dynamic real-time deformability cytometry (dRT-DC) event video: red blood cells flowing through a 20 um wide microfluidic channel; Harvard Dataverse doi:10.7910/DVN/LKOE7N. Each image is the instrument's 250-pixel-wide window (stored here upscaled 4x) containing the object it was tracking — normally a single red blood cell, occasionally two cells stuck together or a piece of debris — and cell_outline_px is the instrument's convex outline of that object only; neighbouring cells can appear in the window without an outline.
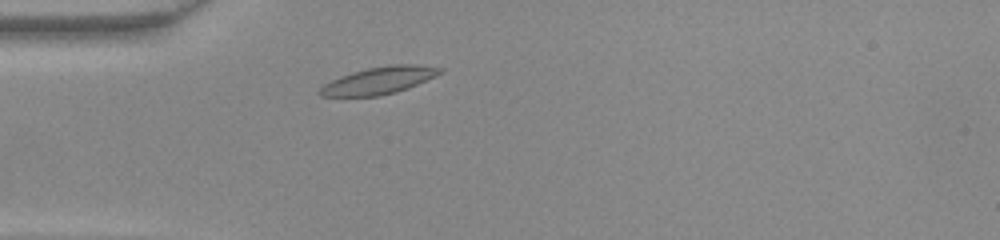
{"species": "common noctule bat (a hibernating species)", "species_latin": "Nyctalus noctula", "temperature_condition": "warm", "stored_images_in_passage": 40, "camera_frame_rate_fps": 3000, "um_per_image_px": 0.085, "animal": {"sex": "female", "body_mass_g": 22.0, "forearm_length_mm": 56.7}, "frame": {"image": 1, "passage_image": 5, "time_ms": 1.333, "image_size_px": [1000, 240], "cell_outline_px": [[444, 72], [436, 76], [408, 88], [396, 92], [380, 96], [320, 96], [316, 92], [324, 84], [340, 76], [352, 72], [368, 68], [392, 64], [416, 64], [444, 68]], "centroid_in_image_um": [32.24, 6.83], "position_along_channel_um": 52.8, "area_um2": 19.13}}
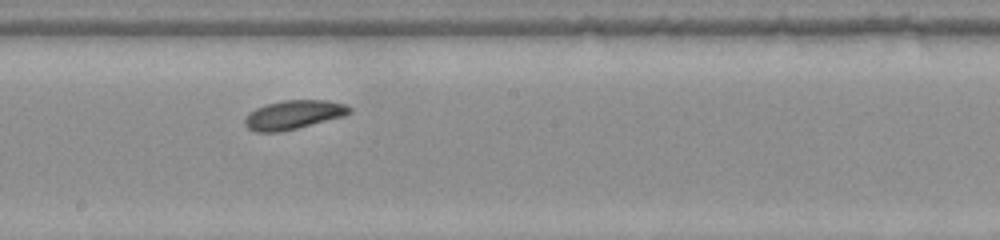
{"frame": {"image": 2, "passage_image": 18, "time_ms": 5.667, "image_size_px": [1000, 240], "cell_outline_px": [[352, 112], [344, 116], [280, 132], [256, 132], [248, 128], [244, 124], [244, 120], [248, 112], [256, 108], [268, 104], [284, 100], [328, 100], [344, 104], [352, 108]], "centroid_in_image_um": [24.94, 9.75], "position_along_channel_um": 223.3, "area_um2": 17.57}}
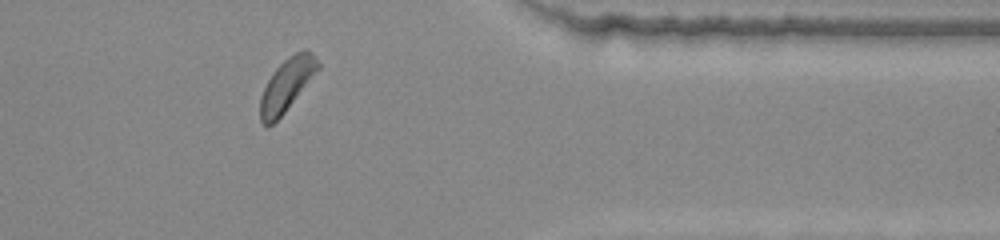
{"frame": {"image": 3, "passage_image": 31, "time_ms": 10.0, "image_size_px": [1000, 240], "cell_outline_px": [[320, 68], [284, 112], [268, 128], [260, 120], [260, 96], [268, 80], [276, 68], [288, 56], [304, 48], [308, 48], [316, 56], [320, 64]], "centroid_in_image_um": [24.39, 7.17], "position_along_channel_um": 387.0, "area_um2": 17.57}}